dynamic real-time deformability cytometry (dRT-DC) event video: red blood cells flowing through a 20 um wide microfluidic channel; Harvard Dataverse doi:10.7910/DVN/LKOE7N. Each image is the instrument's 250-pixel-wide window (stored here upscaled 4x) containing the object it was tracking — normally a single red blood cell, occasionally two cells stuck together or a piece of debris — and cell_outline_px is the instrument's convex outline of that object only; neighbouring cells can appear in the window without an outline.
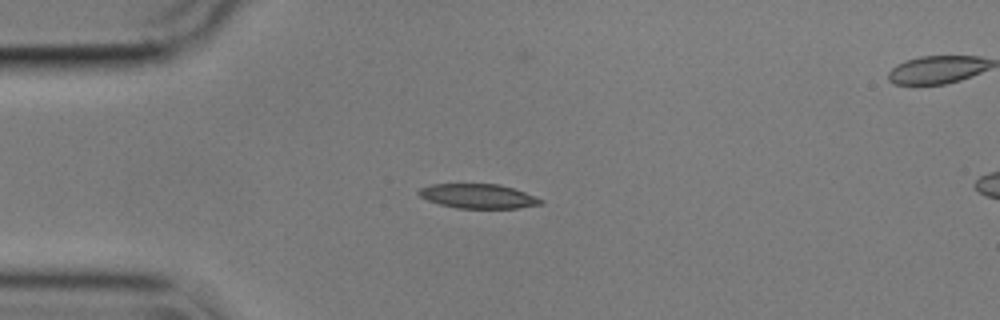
{"species": "common noctule bat (a hibernating species)", "species_latin": "Nyctalus noctula", "temperature_condition": "cold", "stored_images_in_passage": 44, "segment_of_instrument_passage": [1, 2], "camera_frame_rate_fps": 3000, "um_per_image_px": 0.085, "animal": {"sex": "male", "body_mass_g": 17.9}, "frame": {"image": 1, "passage_image": 1, "time_ms": 0.0, "image_size_px": [1000, 320], "cell_outline_px": [[544, 204], [516, 208], [456, 208], [440, 204], [428, 200], [420, 196], [416, 192], [420, 188], [432, 184], [500, 184], [524, 192], [544, 200]], "centroid_in_image_um": [40.64, 16.67], "position_along_channel_um": 44.4, "area_um2": 17.28}}
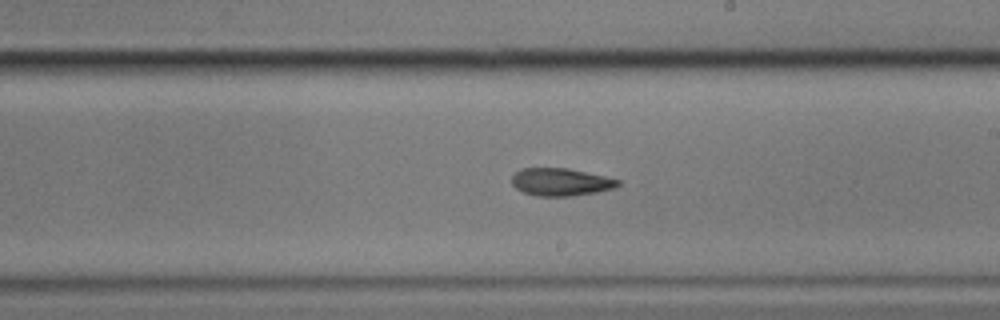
{"frame": {"image": 2, "passage_image": 19, "time_ms": 6.0, "image_size_px": [1000, 320], "cell_outline_px": [[620, 184], [616, 188], [596, 192], [572, 196], [536, 196], [524, 192], [516, 188], [512, 184], [512, 176], [520, 168], [568, 168], [604, 176], [620, 180]], "centroid_in_image_um": [47.67, 15.47], "position_along_channel_um": 241.3, "area_um2": 17.11}}
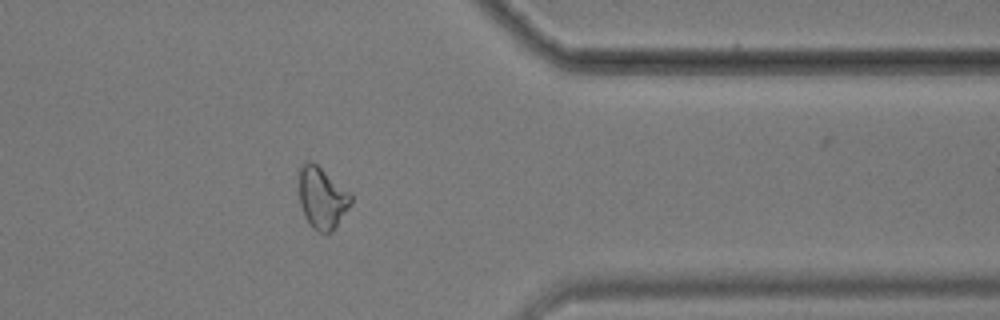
{"frame": {"image": 3, "passage_image": 32, "time_ms": 10.333, "image_size_px": [1000, 320], "cell_outline_px": [[352, 200], [348, 208], [332, 232], [320, 232], [312, 228], [304, 216], [300, 204], [300, 168], [304, 160], [312, 160], [348, 192], [352, 196]], "centroid_in_image_um": [27.35, 16.82], "position_along_channel_um": 384.1, "area_um2": 18.26}}